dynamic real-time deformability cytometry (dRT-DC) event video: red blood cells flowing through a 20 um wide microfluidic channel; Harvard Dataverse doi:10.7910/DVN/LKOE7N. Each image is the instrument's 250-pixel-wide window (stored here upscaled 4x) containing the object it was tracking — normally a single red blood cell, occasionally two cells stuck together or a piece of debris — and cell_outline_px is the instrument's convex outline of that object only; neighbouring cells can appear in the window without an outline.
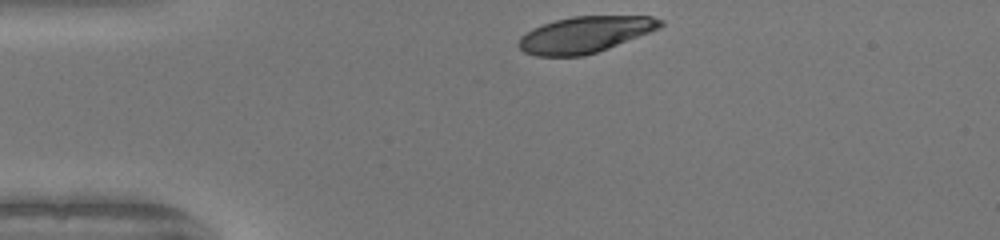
{"species": "human", "species_latin": "Homo sapiens", "temperature_condition": "warm", "stored_images_in_passage": 30, "camera_frame_rate_fps": 3000, "um_per_image_px": 0.085, "donor": {"sex": "female"}, "frame": {"image": 1, "passage_image": 1, "time_ms": 0.0, "image_size_px": [1000, 240], "cell_outline_px": [[664, 24], [660, 28], [608, 48], [584, 56], [536, 56], [524, 52], [516, 44], [520, 36], [532, 28], [556, 20], [572, 16], [652, 16], [664, 20]], "centroid_in_image_um": [49.71, 2.94], "position_along_channel_um": 35.3, "area_um2": 29.94}}
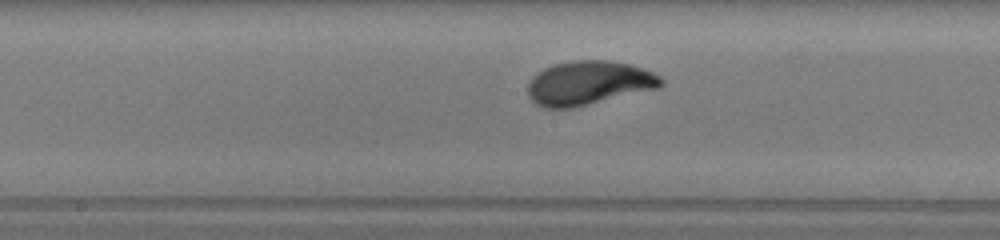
{"frame": {"image": 2, "passage_image": 16, "time_ms": 5.0, "image_size_px": [1000, 240], "cell_outline_px": [[664, 84], [656, 88], [572, 108], [544, 108], [536, 104], [528, 96], [528, 80], [536, 72], [552, 64], [572, 60], [608, 60], [628, 64], [652, 72], [660, 76], [664, 80]], "centroid_in_image_um": [49.98, 7.04], "position_along_channel_um": 198.2, "area_um2": 34.1}}
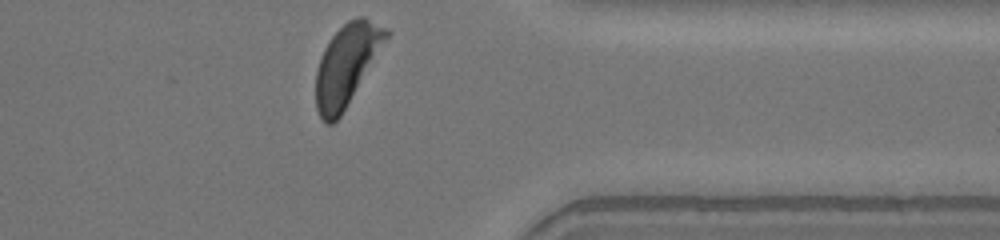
{"frame": {"image": 3, "passage_image": 30, "time_ms": 9.667, "image_size_px": [1000, 240], "cell_outline_px": [[392, 32], [340, 116], [332, 124], [324, 124], [316, 108], [316, 72], [320, 56], [324, 48], [332, 36], [348, 20], [360, 16], [364, 16], [388, 28]], "centroid_in_image_um": [29.47, 5.48], "position_along_channel_um": 381.9, "area_um2": 32.89}, "authors_computed_cell_mechanics": {"area_um2": 32.946, "velocity_mm_per_s": 4.1588, "shape_relaxation_time_tau1_ms": 2.529, "shape_relaxation_time_tau2_ms": null, "deformation_change_tau1": 0.1877, "deformation_change_tau2": null}}